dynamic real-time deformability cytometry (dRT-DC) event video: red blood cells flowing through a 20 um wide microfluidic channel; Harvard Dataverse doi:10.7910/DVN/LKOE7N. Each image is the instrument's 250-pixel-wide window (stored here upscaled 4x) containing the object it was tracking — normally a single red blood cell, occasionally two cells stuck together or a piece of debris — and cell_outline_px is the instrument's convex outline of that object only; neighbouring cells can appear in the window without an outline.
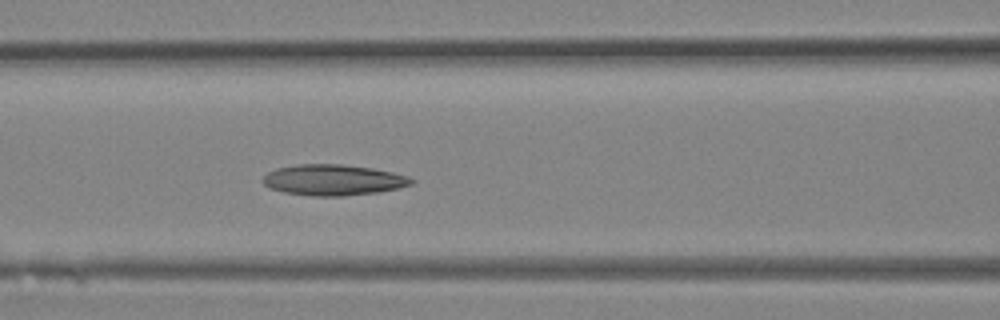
{"species": "Egyptian fruit bat (a non-hibernating species)", "species_latin": "Rousettus aegyptiacus", "temperature_condition": "room temperature", "stored_images_in_passage": 21, "camera_frame_rate_fps": 3000, "um_per_image_px": 0.085, "animal": {"sex": "female"}, "frame": {"image": 1, "passage_image": 4, "time_ms": 1.0, "image_size_px": [1000, 320], "cell_outline_px": [[416, 180], [412, 184], [396, 188], [376, 192], [344, 196], [312, 196], [284, 192], [268, 188], [264, 184], [264, 176], [268, 172], [276, 168], [296, 164], [340, 164], [372, 168], [392, 172], [408, 176]], "centroid_in_image_um": [28.31, 15.29], "position_along_channel_um": 138.3, "area_um2": 26.65}}
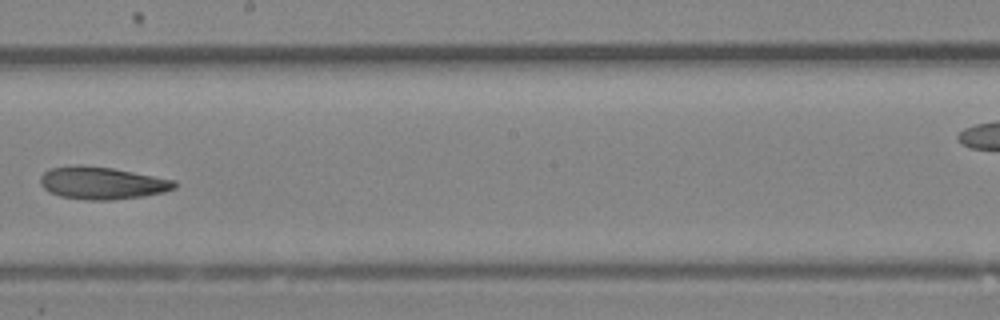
{"frame": {"image": 2, "passage_image": 9, "time_ms": 2.667, "image_size_px": [1000, 320], "cell_outline_px": [[180, 184], [176, 188], [164, 192], [144, 196], [112, 200], [88, 200], [60, 196], [48, 192], [40, 184], [40, 176], [44, 172], [52, 168], [76, 164], [80, 164], [112, 168], [176, 180]], "centroid_in_image_um": [8.69, 15.55], "position_along_channel_um": 239.5, "area_um2": 25.61}}
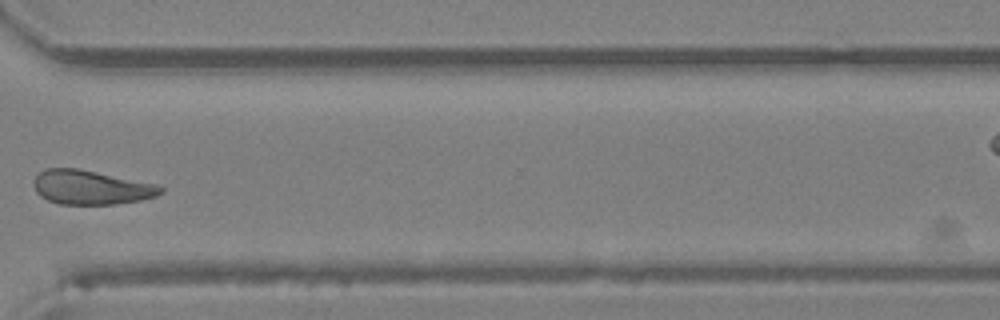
{"frame": {"image": 3, "passage_image": 15, "time_ms": 4.667, "image_size_px": [1000, 320], "cell_outline_px": [[164, 192], [156, 196], [140, 200], [112, 204], [60, 204], [48, 200], [40, 196], [36, 192], [36, 176], [40, 172], [48, 168], [80, 168], [156, 184], [164, 188]], "centroid_in_image_um": [7.77, 15.92], "position_along_channel_um": 362.8, "area_um2": 25.09}}